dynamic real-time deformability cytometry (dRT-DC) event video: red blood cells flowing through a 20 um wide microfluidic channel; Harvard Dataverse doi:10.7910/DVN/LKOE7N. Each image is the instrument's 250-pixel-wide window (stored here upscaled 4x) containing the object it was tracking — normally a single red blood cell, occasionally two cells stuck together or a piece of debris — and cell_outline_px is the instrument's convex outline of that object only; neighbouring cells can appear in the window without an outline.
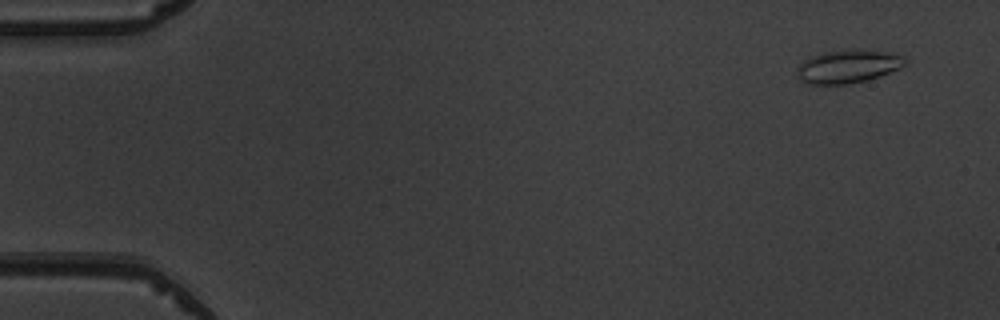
{"species": "common noctule bat (a hibernating species)", "species_latin": "Nyctalus noctula", "temperature_condition": "warm", "stored_images_in_passage": 6, "camera_frame_rate_fps": 3000, "um_per_image_px": 0.085, "animal": {"sex": "male", "body_mass_g": 19.5, "forearm_length_mm": 54.6}, "frame": {"image": 1, "passage_image": 1, "time_ms": 0.0, "image_size_px": [1000, 320], "cell_outline_px": [[908, 64], [900, 68], [880, 76], [848, 84], [808, 84], [800, 80], [796, 72], [800, 64], [804, 60], [812, 56], [824, 52], [852, 48], [892, 52], [904, 56], [908, 60]], "centroid_in_image_um": [72.13, 5.62], "position_along_channel_um": 12.9, "area_um2": 21.21}}
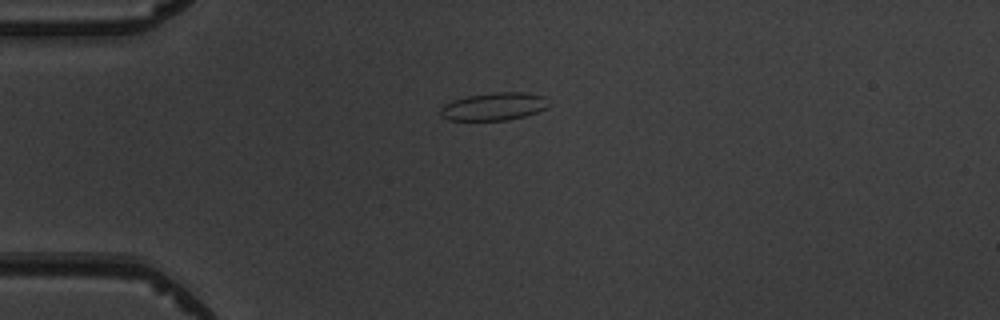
{"frame": {"image": 2, "passage_image": 4, "time_ms": 3.333, "image_size_px": [1000, 320], "cell_outline_px": [[552, 104], [548, 108], [524, 116], [508, 120], [448, 120], [440, 116], [440, 108], [444, 104], [452, 100], [468, 96], [492, 92], [524, 92], [544, 96]], "centroid_in_image_um": [42.0, 9.05], "position_along_channel_um": 43.0, "area_um2": 17.74}}
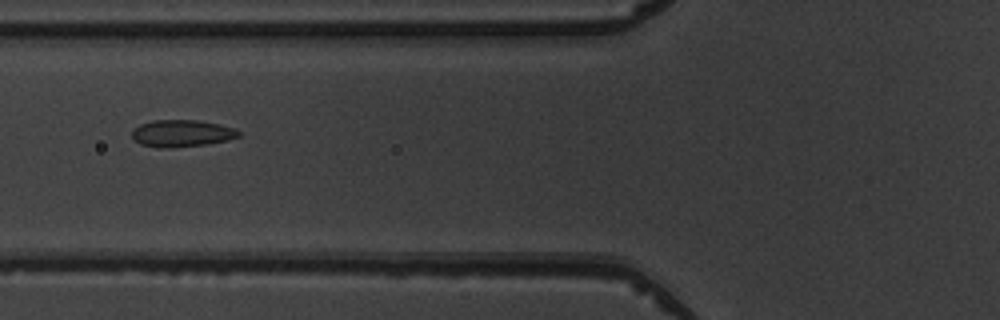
{"frame": {"image": 3, "passage_image": 6, "time_ms": 5.667, "image_size_px": [1000, 320], "cell_outline_px": [[240, 136], [228, 140], [208, 144], [168, 148], [160, 148], [140, 144], [132, 136], [132, 132], [140, 124], [152, 120], [196, 120], [220, 124], [232, 128], [240, 132]], "centroid_in_image_um": [15.46, 11.34], "position_along_channel_um": 110.3, "area_um2": 16.7}}